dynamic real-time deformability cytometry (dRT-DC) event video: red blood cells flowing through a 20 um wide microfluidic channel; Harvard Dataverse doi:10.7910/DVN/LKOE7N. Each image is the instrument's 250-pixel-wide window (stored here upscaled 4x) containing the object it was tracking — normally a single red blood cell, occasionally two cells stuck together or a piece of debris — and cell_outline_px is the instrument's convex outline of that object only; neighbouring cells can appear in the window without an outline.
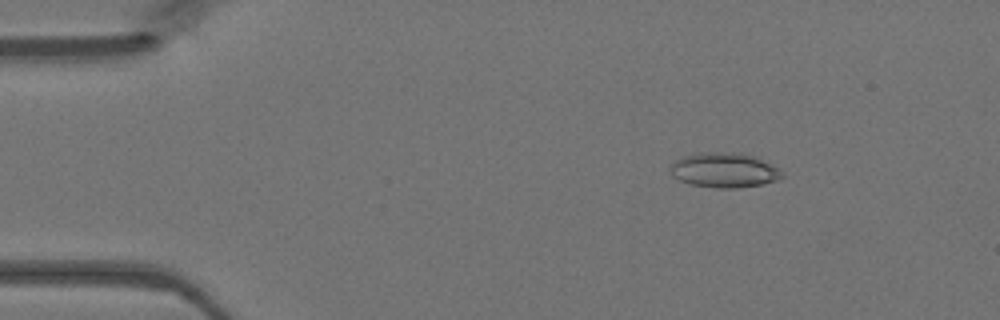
{"species": "Egyptian fruit bat (a non-hibernating species)", "species_latin": "Rousettus aegyptiacus", "temperature_condition": "warm", "stored_images_in_passage": 48, "camera_frame_rate_fps": 3000, "um_per_image_px": 0.085, "animal": {"sex": "female"}, "frame": {"image": 1, "passage_image": 7, "time_ms": 2.0, "image_size_px": [1000, 320], "cell_outline_px": [[784, 176], [776, 180], [760, 184], [736, 188], [716, 188], [688, 184], [672, 176], [668, 168], [676, 160], [684, 156], [700, 152], [720, 152], [752, 156], [784, 172]], "centroid_in_image_um": [61.48, 14.48], "position_along_channel_um": 23.5, "area_um2": 22.25}}
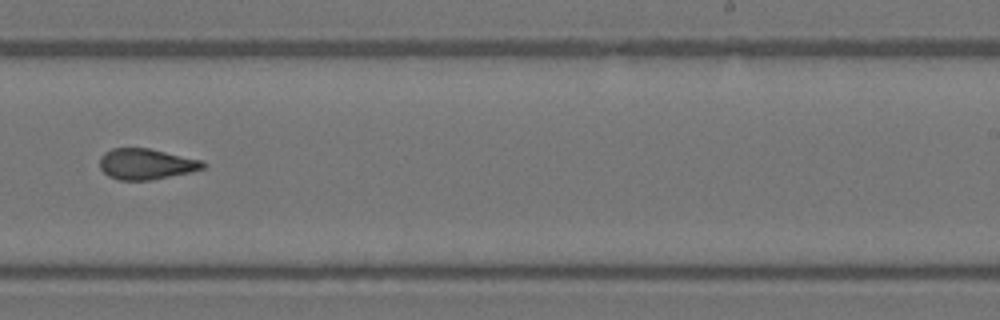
{"frame": {"image": 2, "passage_image": 30, "time_ms": 9.667, "image_size_px": [1000, 320], "cell_outline_px": [[208, 164], [204, 168], [192, 172], [152, 180], [120, 180], [108, 176], [100, 168], [100, 156], [104, 152], [112, 148], [148, 148], [204, 160]], "centroid_in_image_um": [12.46, 13.94], "position_along_channel_um": 276.5, "area_um2": 18.79}}
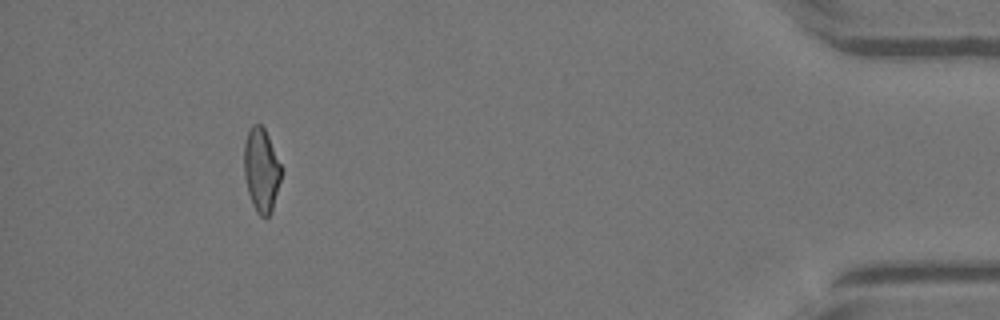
{"frame": {"image": 3, "passage_image": 44, "time_ms": 14.333, "image_size_px": [1000, 320], "cell_outline_px": [[280, 180], [272, 212], [264, 220], [256, 212], [252, 204], [248, 192], [244, 176], [244, 144], [248, 132], [252, 124], [260, 124], [264, 128], [268, 136], [280, 164]], "centroid_in_image_um": [22.19, 14.49], "position_along_channel_um": 413.0, "area_um2": 18.03}}